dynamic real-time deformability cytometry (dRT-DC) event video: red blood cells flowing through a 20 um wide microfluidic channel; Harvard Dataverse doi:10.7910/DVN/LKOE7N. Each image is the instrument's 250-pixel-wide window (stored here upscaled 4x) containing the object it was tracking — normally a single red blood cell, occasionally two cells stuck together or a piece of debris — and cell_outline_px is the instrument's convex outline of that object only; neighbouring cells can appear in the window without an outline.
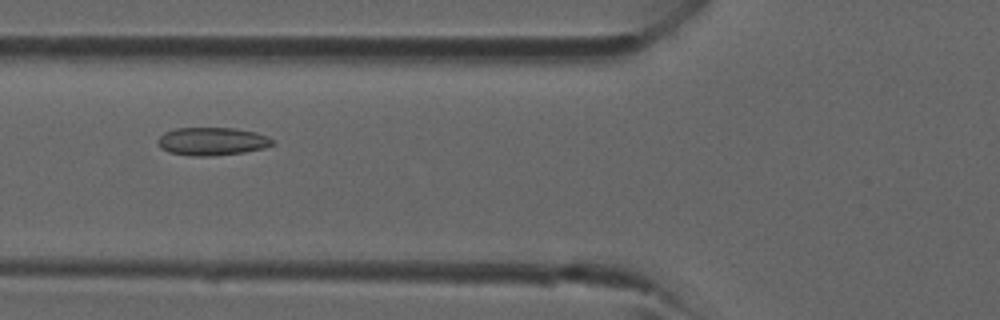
{"species": "common noctule bat (a hibernating species)", "species_latin": "Nyctalus noctula", "temperature_condition": "room temperature", "stored_images_in_passage": 42, "camera_frame_rate_fps": 3000, "um_per_image_px": 0.085, "animal": {"sex": "male", "forearm_length_mm": 52.5}, "frame": {"image": 1, "passage_image": 16, "time_ms": 5.0, "image_size_px": [1000, 320], "cell_outline_px": [[276, 144], [264, 148], [244, 152], [212, 156], [192, 156], [168, 152], [160, 148], [156, 140], [164, 132], [176, 128], [232, 128], [256, 132], [268, 136], [276, 140]], "centroid_in_image_um": [18.05, 12.02], "position_along_channel_um": 107.8, "area_um2": 18.96}}
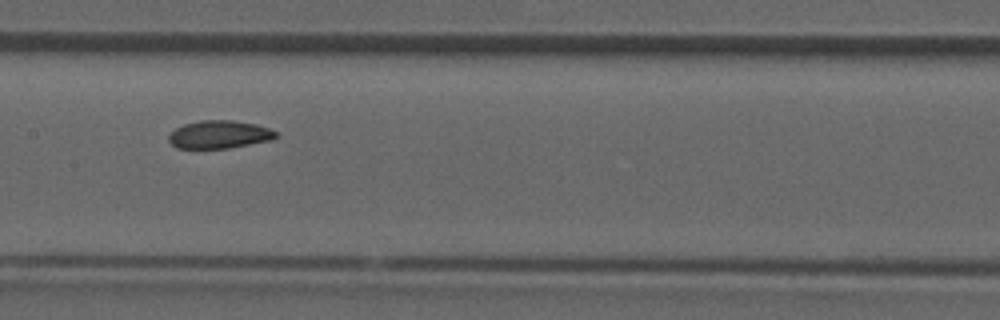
{"frame": {"image": 2, "passage_image": 21, "time_ms": 6.667, "image_size_px": [1000, 320], "cell_outline_px": [[280, 136], [272, 140], [228, 148], [176, 148], [168, 140], [168, 136], [176, 128], [184, 124], [200, 120], [232, 120], [256, 124], [268, 128], [276, 132]], "centroid_in_image_um": [18.66, 11.43], "position_along_channel_um": 188.7, "area_um2": 17.46}}
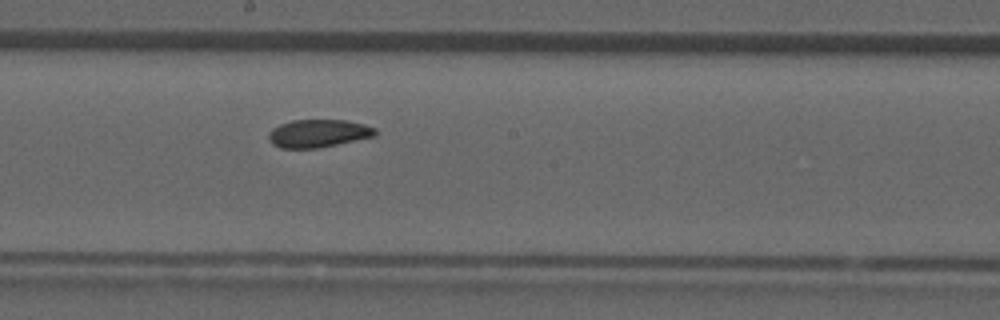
{"frame": {"image": 3, "passage_image": 23, "time_ms": 7.333, "image_size_px": [1000, 320], "cell_outline_px": [[376, 136], [316, 148], [280, 148], [272, 144], [268, 140], [268, 132], [272, 128], [280, 124], [292, 120], [348, 120], [364, 124], [376, 128]], "centroid_in_image_um": [27.03, 11.33], "position_along_channel_um": 221.2, "area_um2": 17.4}}